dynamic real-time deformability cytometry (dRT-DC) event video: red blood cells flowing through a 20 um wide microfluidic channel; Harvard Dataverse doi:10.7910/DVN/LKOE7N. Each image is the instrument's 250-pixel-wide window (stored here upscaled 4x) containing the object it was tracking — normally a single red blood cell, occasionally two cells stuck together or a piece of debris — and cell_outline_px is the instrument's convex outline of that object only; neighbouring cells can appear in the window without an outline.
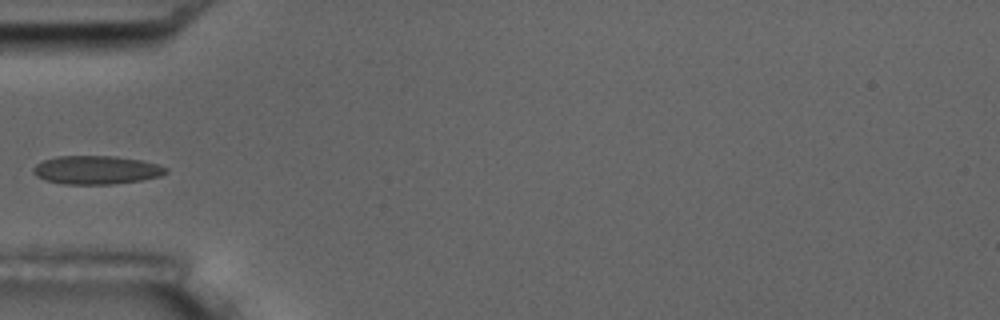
{"species": "common noctule bat (a hibernating species)", "species_latin": "Nyctalus noctula", "temperature_condition": "room temperature", "stored_images_in_passage": 1, "camera_frame_rate_fps": 3000, "um_per_image_px": 0.085, "animal": {"sex": "male", "body_mass_g": 17.5, "forearm_length_mm": 52.3}, "frame": {"image": 1, "passage_image": 1, "time_ms": 0.0, "image_size_px": [1000, 320], "cell_outline_px": [[168, 172], [160, 176], [140, 180], [112, 184], [64, 184], [44, 180], [36, 176], [32, 172], [32, 168], [36, 164], [44, 160], [56, 156], [116, 156], [140, 160], [156, 164], [168, 168]], "centroid_in_image_um": [8.15, 14.44], "position_along_channel_um": 76.8, "area_um2": 22.02}}